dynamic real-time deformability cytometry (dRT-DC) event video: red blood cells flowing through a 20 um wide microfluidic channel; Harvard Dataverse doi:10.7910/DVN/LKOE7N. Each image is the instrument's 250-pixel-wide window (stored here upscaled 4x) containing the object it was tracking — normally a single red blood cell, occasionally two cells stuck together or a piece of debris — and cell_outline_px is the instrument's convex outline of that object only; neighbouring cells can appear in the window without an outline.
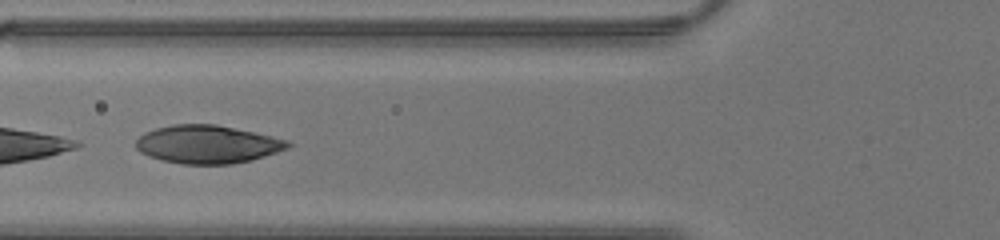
{"species": "human", "species_latin": "Homo sapiens", "temperature_condition": "warm", "stored_images_in_passage": 37, "segment_of_instrument_passage": [2, 2], "camera_frame_rate_fps": 3000, "um_per_image_px": 0.085, "donor": {"sex": "male"}, "frame": {"image": 1, "passage_image": 16, "time_ms": 5.0, "image_size_px": [1000, 240], "cell_outline_px": [[292, 144], [288, 148], [252, 160], [232, 164], [180, 164], [160, 160], [148, 156], [140, 152], [136, 148], [136, 140], [144, 132], [156, 128], [172, 124], [216, 124], [256, 132], [288, 140]], "centroid_in_image_um": [17.62, 12.27], "position_along_channel_um": 108.2, "area_um2": 33.99}}
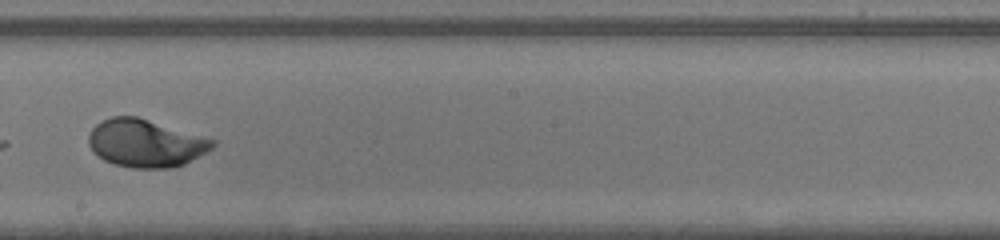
{"frame": {"image": 2, "passage_image": 24, "time_ms": 7.667, "image_size_px": [1000, 240], "cell_outline_px": [[216, 144], [212, 148], [184, 164], [172, 168], [132, 168], [116, 164], [104, 160], [88, 144], [88, 136], [92, 128], [96, 124], [112, 116], [136, 116], [216, 140]], "centroid_in_image_um": [12.38, 12.17], "position_along_channel_um": 235.8, "area_um2": 34.1}}
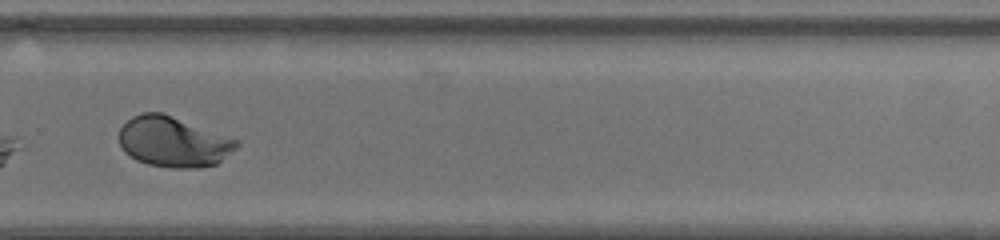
{"frame": {"image": 3, "passage_image": 29, "time_ms": 9.333, "image_size_px": [1000, 240], "cell_outline_px": [[240, 144], [236, 148], [216, 164], [196, 168], [172, 168], [148, 164], [136, 160], [124, 152], [120, 148], [120, 128], [132, 116], [144, 112], [164, 112], [240, 140]], "centroid_in_image_um": [14.74, 12.04], "position_along_channel_um": 315.1, "area_um2": 34.74}}